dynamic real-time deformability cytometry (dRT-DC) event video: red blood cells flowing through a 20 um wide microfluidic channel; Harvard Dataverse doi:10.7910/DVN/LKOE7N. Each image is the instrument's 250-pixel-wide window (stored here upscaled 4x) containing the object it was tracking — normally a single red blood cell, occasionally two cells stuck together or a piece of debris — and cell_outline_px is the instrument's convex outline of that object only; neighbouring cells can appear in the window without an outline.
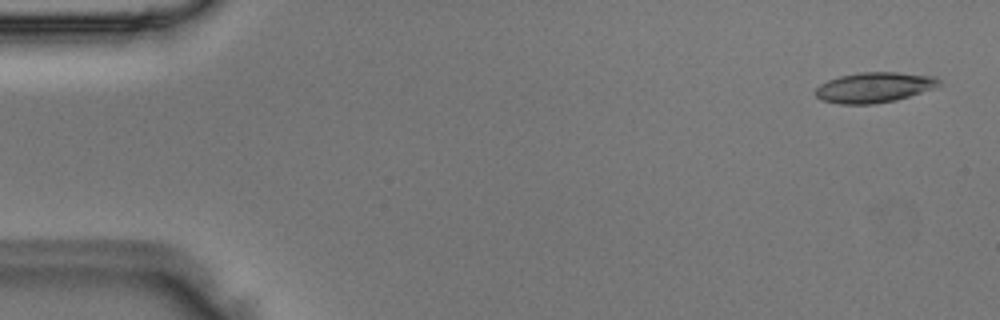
{"species": "Egyptian fruit bat (a non-hibernating species)", "species_latin": "Rousettus aegyptiacus", "temperature_condition": "room temperature", "stored_images_in_passage": 5, "camera_frame_rate_fps": 3000, "um_per_image_px": 0.085, "animal": {"sex": "male"}, "frame": {"image": 1, "passage_image": 1, "time_ms": 0.0, "image_size_px": [1000, 320], "cell_outline_px": [[944, 84], [936, 88], [896, 100], [872, 104], [840, 104], [820, 100], [816, 96], [816, 88], [820, 84], [828, 80], [840, 76], [860, 72], [896, 72], [936, 76]], "centroid_in_image_um": [74.35, 7.43], "position_along_channel_um": 10.6, "area_um2": 22.02}}